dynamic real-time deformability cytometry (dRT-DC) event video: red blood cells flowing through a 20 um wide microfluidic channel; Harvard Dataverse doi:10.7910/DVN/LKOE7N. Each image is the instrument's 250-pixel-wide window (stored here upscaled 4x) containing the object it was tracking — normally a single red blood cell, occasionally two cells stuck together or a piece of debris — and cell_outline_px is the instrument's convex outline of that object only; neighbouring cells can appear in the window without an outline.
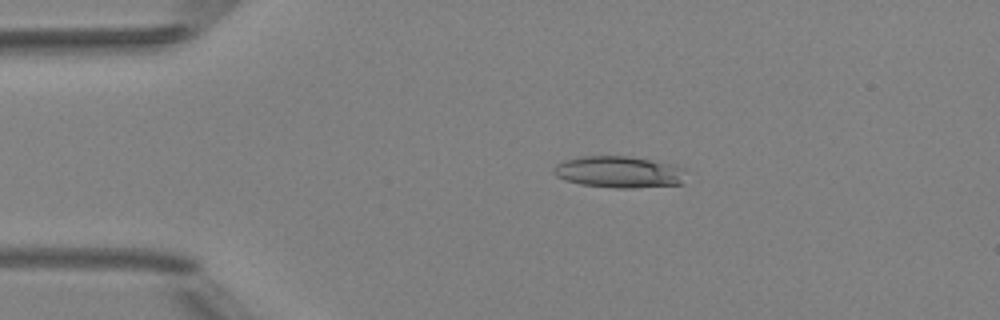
{"species": "Egyptian fruit bat (a non-hibernating species)", "species_latin": "Rousettus aegyptiacus", "temperature_condition": "room temperature", "stored_images_in_passage": 4, "camera_frame_rate_fps": 3000, "um_per_image_px": 0.085, "animal": {"sex": "female"}, "frame": {"image": 1, "passage_image": 3, "time_ms": 2.333, "image_size_px": [1000, 320], "cell_outline_px": [[688, 168], [684, 184], [632, 188], [612, 188], [580, 184], [564, 180], [556, 176], [552, 172], [552, 168], [556, 164], [564, 160], [580, 156], [628, 156], [652, 160]], "centroid_in_image_um": [52.65, 14.62], "position_along_channel_um": 32.4, "area_um2": 24.91}}